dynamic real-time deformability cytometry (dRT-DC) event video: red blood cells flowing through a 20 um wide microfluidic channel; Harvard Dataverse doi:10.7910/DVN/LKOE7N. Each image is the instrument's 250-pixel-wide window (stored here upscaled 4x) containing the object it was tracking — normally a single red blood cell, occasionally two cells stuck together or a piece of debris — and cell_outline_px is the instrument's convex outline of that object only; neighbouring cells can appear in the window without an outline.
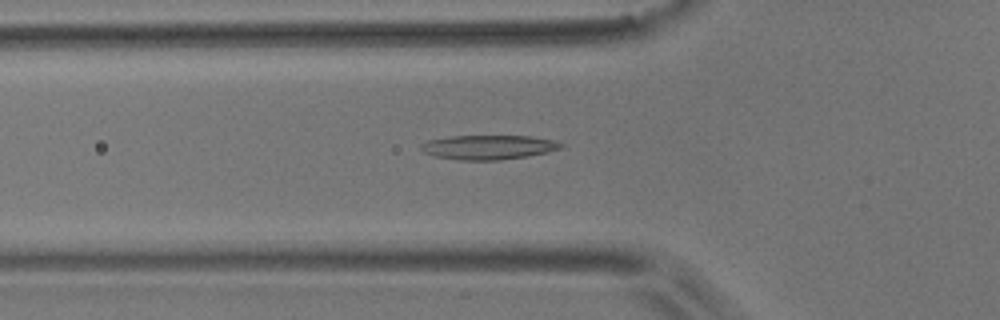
{"species": "common noctule bat (a hibernating species)", "species_latin": "Nyctalus noctula", "temperature_condition": "room temperature", "stored_images_in_passage": 44, "camera_frame_rate_fps": 3000, "um_per_image_px": 0.085, "animal": {"sex": "male", "body_mass_g": 17.9}, "frame": {"image": 1, "passage_image": 9, "time_ms": 2.667, "image_size_px": [1000, 320], "cell_outline_px": [[564, 148], [548, 152], [528, 156], [500, 160], [460, 160], [432, 156], [424, 152], [420, 148], [420, 144], [428, 140], [448, 136], [528, 136], [556, 140], [564, 144]], "centroid_in_image_um": [41.53, 12.51], "position_along_channel_um": 84.3, "area_um2": 20.11}}
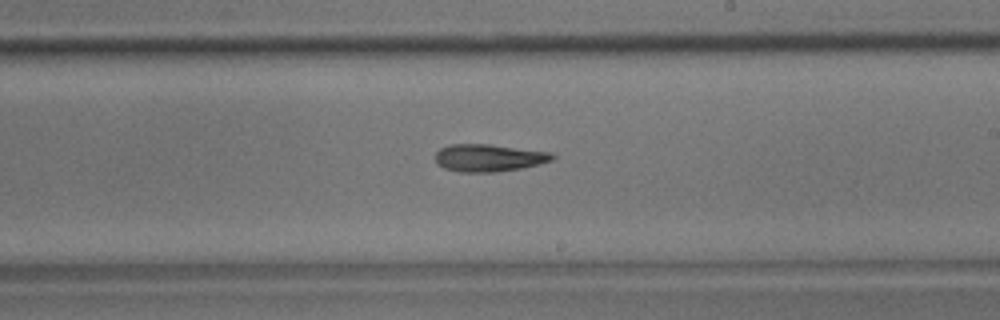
{"frame": {"image": 2, "passage_image": 22, "time_ms": 7.0, "image_size_px": [1000, 320], "cell_outline_px": [[556, 156], [552, 160], [540, 164], [520, 168], [492, 172], [460, 172], [444, 168], [436, 164], [436, 152], [440, 148], [452, 144], [488, 144], [552, 152]], "centroid_in_image_um": [41.55, 13.41], "position_along_channel_um": 247.5, "area_um2": 18.67}}
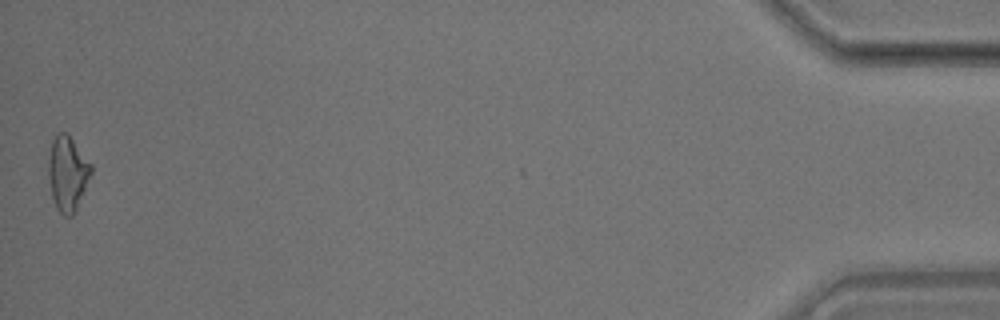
{"frame": {"image": 3, "passage_image": 44, "time_ms": 14.333, "image_size_px": [1000, 320], "cell_outline_px": [[92, 172], [76, 212], [72, 216], [64, 216], [56, 208], [52, 196], [48, 176], [48, 160], [52, 140], [56, 132], [68, 132], [92, 164]], "centroid_in_image_um": [5.75, 14.72], "position_along_channel_um": 429.5, "area_um2": 18.96}, "authors_computed_cell_mechanics": {"area_um2": 18.2648, "velocity_mm_per_s": 3.744, "shape_relaxation_time_tau1_ms": 9.8915, "shape_relaxation_time_tau2_ms": null, "deformation_change_tau1": 0.1978, "deformation_change_tau2": null}}